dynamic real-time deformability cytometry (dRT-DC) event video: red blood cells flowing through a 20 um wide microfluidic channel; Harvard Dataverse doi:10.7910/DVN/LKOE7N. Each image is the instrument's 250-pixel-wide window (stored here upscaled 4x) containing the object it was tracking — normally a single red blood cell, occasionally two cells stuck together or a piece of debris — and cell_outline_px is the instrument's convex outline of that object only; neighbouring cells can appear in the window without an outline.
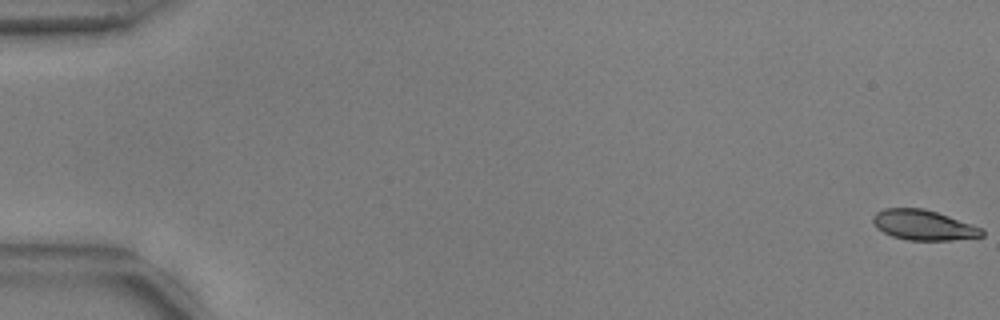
{"species": "common noctule bat (a hibernating species)", "species_latin": "Nyctalus noctula", "temperature_condition": "warm", "stored_images_in_passage": 11, "camera_frame_rate_fps": 3000, "um_per_image_px": 0.085, "animal": {"sex": "male", "body_mass_g": 17.9, "forearm_length_mm": 54.2}, "frame": {"image": 1, "passage_image": 1, "time_ms": 0.0, "image_size_px": [1000, 320], "cell_outline_px": [[984, 236], [952, 240], [908, 240], [892, 236], [876, 228], [872, 220], [872, 216], [876, 212], [884, 208], [924, 208], [984, 228]], "centroid_in_image_um": [78.49, 19.13], "position_along_channel_um": 6.5, "area_um2": 19.19}}